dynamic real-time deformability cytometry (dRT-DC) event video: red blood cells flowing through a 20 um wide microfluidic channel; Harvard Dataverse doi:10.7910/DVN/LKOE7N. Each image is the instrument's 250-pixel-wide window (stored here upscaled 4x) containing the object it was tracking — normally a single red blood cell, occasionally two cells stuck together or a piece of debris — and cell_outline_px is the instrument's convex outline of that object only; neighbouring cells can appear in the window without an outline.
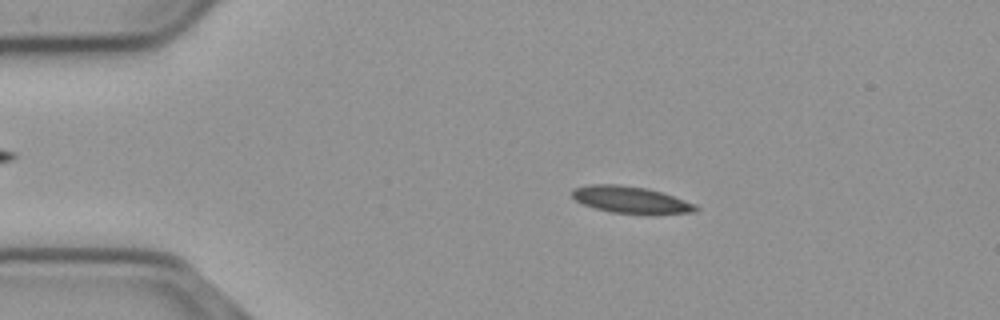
{"species": "common noctule bat (a hibernating species)", "species_latin": "Nyctalus noctula", "temperature_condition": "cold", "stored_images_in_passage": 55, "camera_frame_rate_fps": 3000, "um_per_image_px": 0.085, "animal": {"sex": "male", "body_mass_g": 23.1, "forearm_length_mm": 52.7}, "frame": {"image": 1, "passage_image": 10, "time_ms": 3.0, "image_size_px": [1000, 320], "cell_outline_px": [[700, 208], [696, 212], [612, 212], [596, 208], [584, 204], [576, 200], [572, 196], [572, 188], [592, 184], [616, 184], [648, 188], [696, 204]], "centroid_in_image_um": [53.56, 16.94], "position_along_channel_um": 31.4, "area_um2": 18.55}}
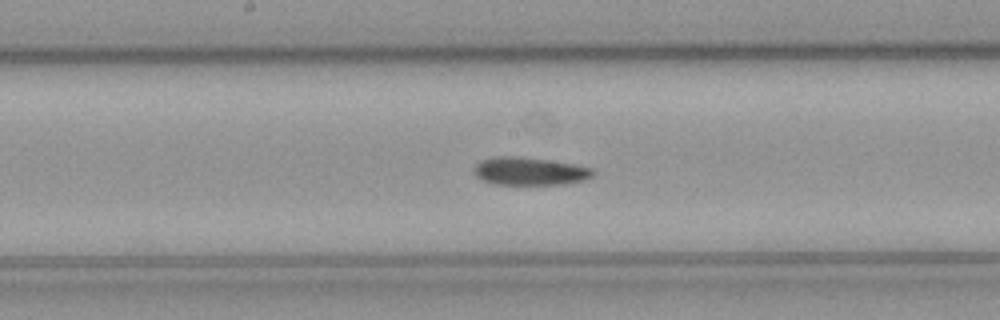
{"frame": {"image": 2, "passage_image": 28, "time_ms": 9.0, "image_size_px": [1000, 320], "cell_outline_px": [[596, 172], [592, 176], [584, 180], [564, 184], [496, 184], [480, 180], [472, 172], [472, 168], [480, 160], [492, 156], [520, 156], [548, 160], [572, 164], [592, 168]], "centroid_in_image_um": [44.96, 14.54], "position_along_channel_um": 203.2, "area_um2": 19.54}}
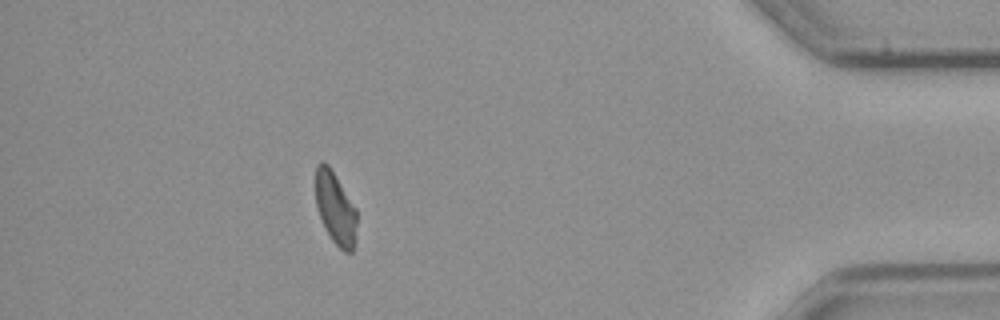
{"frame": {"image": 3, "passage_image": 49, "time_ms": 16.0, "image_size_px": [1000, 320], "cell_outline_px": [[356, 244], [352, 252], [344, 252], [332, 240], [320, 216], [316, 204], [316, 164], [320, 160], [328, 164], [356, 208]], "centroid_in_image_um": [28.52, 17.7], "position_along_channel_um": 406.7, "area_um2": 17.22}, "authors_computed_cell_mechanics": {"area_um2": 18.9006, "velocity_mm_per_s": 3.6802, "shape_relaxation_time_tau1_ms": 10.0798, "shape_relaxation_time_tau2_ms": null, "deformation_change_tau1": 0.1873, "deformation_change_tau2": null}}